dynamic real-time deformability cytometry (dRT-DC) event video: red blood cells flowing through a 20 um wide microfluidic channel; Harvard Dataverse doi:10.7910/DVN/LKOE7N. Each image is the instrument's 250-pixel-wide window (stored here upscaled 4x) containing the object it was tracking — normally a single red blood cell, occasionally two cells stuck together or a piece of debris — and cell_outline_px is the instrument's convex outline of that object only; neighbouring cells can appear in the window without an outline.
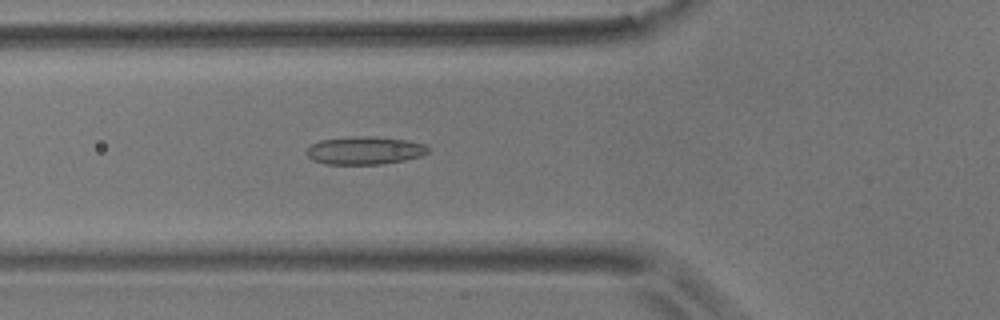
{"species": "common noctule bat (a hibernating species)", "species_latin": "Nyctalus noctula", "temperature_condition": "room temperature", "stored_images_in_passage": 51, "camera_frame_rate_fps": 3000, "um_per_image_px": 0.085, "animal": {"sex": "male", "body_mass_g": 17.9}, "frame": {"image": 1, "passage_image": 16, "time_ms": 5.0, "image_size_px": [1000, 320], "cell_outline_px": [[428, 152], [420, 156], [404, 160], [380, 164], [324, 164], [312, 160], [304, 152], [312, 144], [320, 140], [356, 136], [376, 136], [408, 140], [424, 144], [428, 148]], "centroid_in_image_um": [30.97, 12.78], "position_along_channel_um": 94.8, "area_um2": 19.83}}
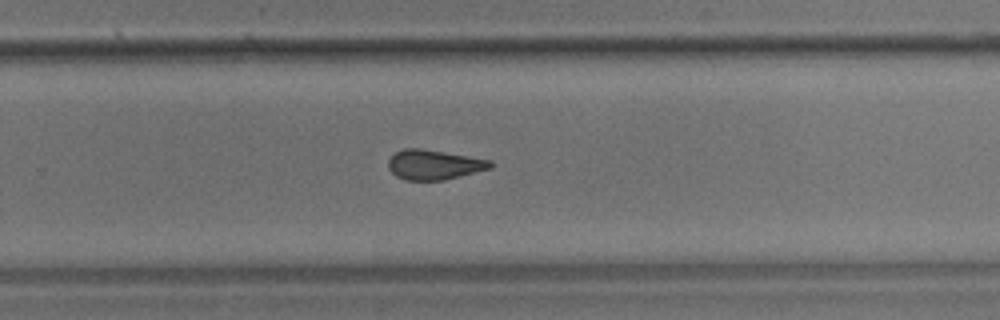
{"frame": {"image": 2, "passage_image": 32, "time_ms": 10.333, "image_size_px": [1000, 320], "cell_outline_px": [[492, 168], [444, 180], [404, 180], [396, 176], [388, 168], [388, 160], [396, 152], [404, 148], [420, 148], [492, 160]], "centroid_in_image_um": [36.88, 14.0], "position_along_channel_um": 292.9, "area_um2": 17.69}}
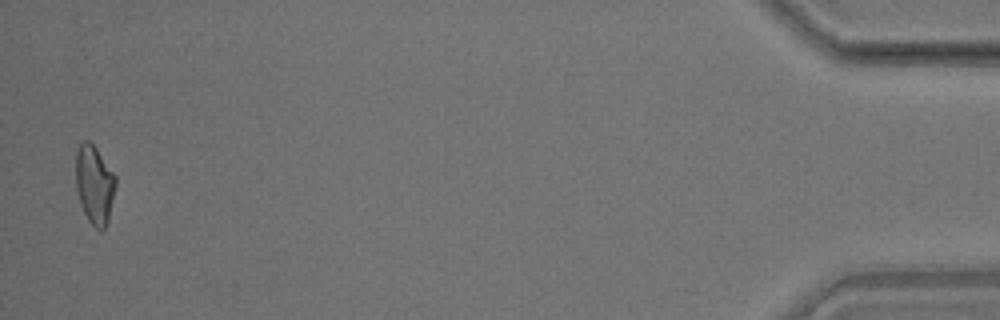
{"frame": {"image": 3, "passage_image": 50, "time_ms": 16.333, "image_size_px": [1000, 320], "cell_outline_px": [[116, 184], [108, 220], [104, 228], [100, 232], [88, 220], [80, 204], [76, 192], [76, 152], [80, 144], [84, 140], [88, 140], [96, 148], [116, 176]], "centroid_in_image_um": [8.02, 15.69], "position_along_channel_um": 427.2, "area_um2": 18.21}, "authors_computed_cell_mechanics": {"area_um2": 18.5538, "velocity_mm_per_s": 3.7048, "shape_relaxation_time_tau1_ms": null, "shape_relaxation_time_tau2_ms": 2.9054, "deformation_change_tau1": null, "deformation_change_tau2": 0.107}}